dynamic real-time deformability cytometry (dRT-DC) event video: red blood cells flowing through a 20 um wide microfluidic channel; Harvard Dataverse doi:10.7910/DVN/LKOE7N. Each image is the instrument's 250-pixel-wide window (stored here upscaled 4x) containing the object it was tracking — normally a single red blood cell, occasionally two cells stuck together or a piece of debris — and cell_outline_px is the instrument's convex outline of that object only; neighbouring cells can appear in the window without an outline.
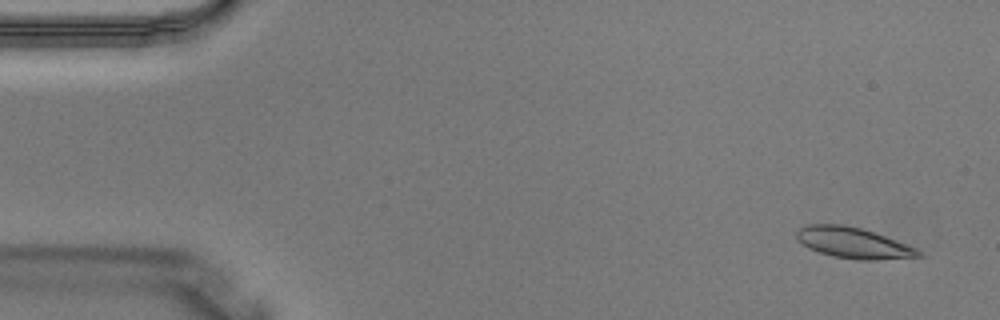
{"species": "Egyptian fruit bat (a non-hibernating species)", "species_latin": "Rousettus aegyptiacus", "temperature_condition": "warm", "stored_images_in_passage": 4, "segment_of_instrument_passage": [2, 2], "camera_frame_rate_fps": 3000, "um_per_image_px": 0.085, "animal": {"sex": "male"}, "frame": {"image": 1, "passage_image": 4, "time_ms": 1.0, "image_size_px": [1000, 320], "cell_outline_px": [[924, 256], [876, 260], [856, 260], [832, 256], [808, 248], [796, 240], [796, 232], [804, 224], [844, 224], [860, 228], [884, 236], [916, 248]], "centroid_in_image_um": [72.47, 20.64], "position_along_channel_um": 12.5, "area_um2": 21.85}}